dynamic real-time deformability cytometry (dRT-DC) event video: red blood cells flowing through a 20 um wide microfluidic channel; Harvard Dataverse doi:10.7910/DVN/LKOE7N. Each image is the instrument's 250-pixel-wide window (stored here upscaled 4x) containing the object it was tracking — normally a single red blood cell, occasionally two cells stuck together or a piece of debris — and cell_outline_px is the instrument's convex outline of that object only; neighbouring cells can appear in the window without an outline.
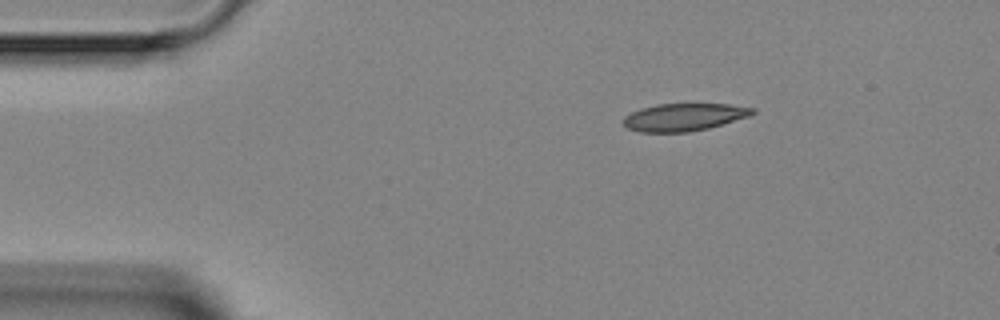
{"species": "Egyptian fruit bat (a non-hibernating species)", "species_latin": "Rousettus aegyptiacus", "temperature_condition": "room temperature", "stored_images_in_passage": 4, "camera_frame_rate_fps": 3000, "um_per_image_px": 0.085, "animal": {"sex": "female"}, "frame": {"image": 1, "passage_image": 4, "time_ms": 4.333, "image_size_px": [1000, 320], "cell_outline_px": [[756, 112], [752, 116], [708, 128], [688, 132], [640, 132], [628, 128], [624, 124], [624, 116], [640, 108], [656, 104], [728, 104], [756, 108]], "centroid_in_image_um": [58.18, 9.95], "position_along_channel_um": 26.8, "area_um2": 20.81}}